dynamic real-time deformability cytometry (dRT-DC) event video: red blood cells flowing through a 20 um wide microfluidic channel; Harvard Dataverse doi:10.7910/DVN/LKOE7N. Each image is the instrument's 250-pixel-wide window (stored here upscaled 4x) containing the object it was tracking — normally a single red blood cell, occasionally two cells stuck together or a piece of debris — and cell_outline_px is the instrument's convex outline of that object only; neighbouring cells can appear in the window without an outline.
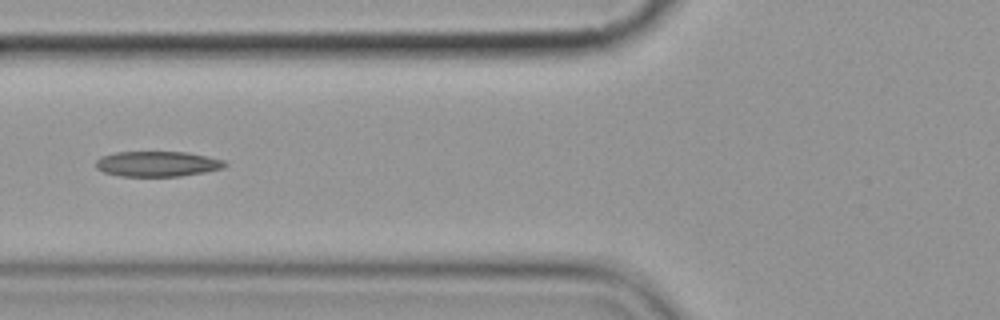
{"species": "common noctule bat (a hibernating species)", "species_latin": "Nyctalus noctula", "temperature_condition": "cold", "stored_images_in_passage": 9, "camera_frame_rate_fps": 3000, "um_per_image_px": 0.085, "animal": {"sex": "female", "body_mass_g": 19.9}, "frame": {"image": 1, "passage_image": 7, "time_ms": 7.0, "image_size_px": [1000, 320], "cell_outline_px": [[228, 164], [224, 168], [204, 172], [180, 176], [120, 176], [104, 172], [96, 168], [96, 160], [100, 156], [116, 152], [188, 152], [208, 156], [224, 160]], "centroid_in_image_um": [13.39, 13.92], "position_along_channel_um": 112.4, "area_um2": 19.13}}
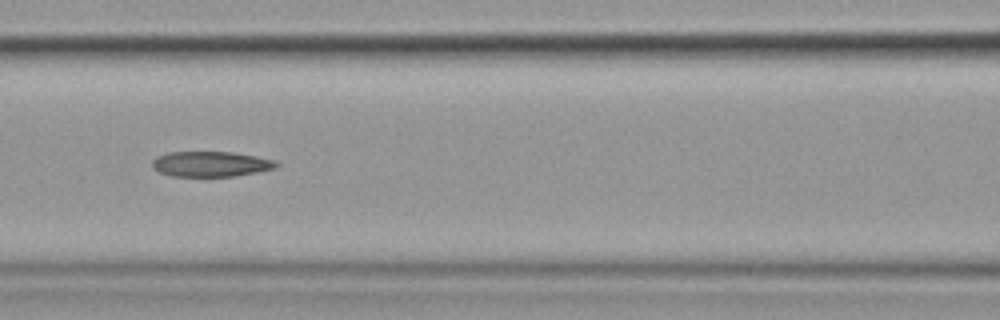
{"frame": {"image": 2, "passage_image": 8, "time_ms": 8.0, "image_size_px": [1000, 320], "cell_outline_px": [[280, 164], [276, 168], [236, 176], [172, 176], [160, 172], [152, 168], [152, 160], [156, 156], [168, 152], [232, 152], [256, 156], [276, 160]], "centroid_in_image_um": [17.92, 13.94], "position_along_channel_um": 148.7, "area_um2": 18.38}}
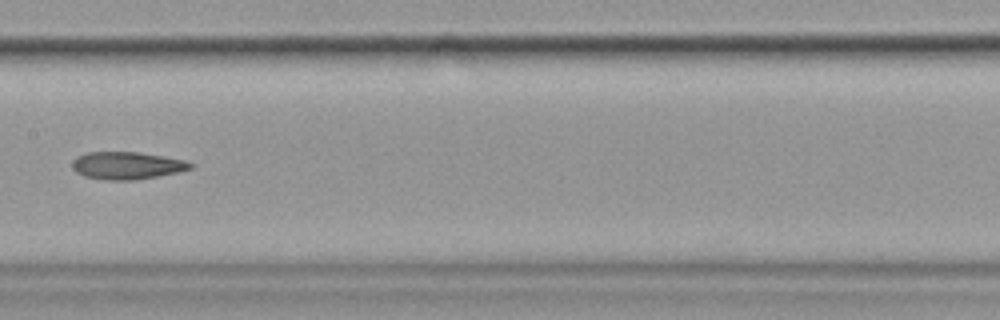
{"frame": {"image": 3, "passage_image": 9, "time_ms": 9.333, "image_size_px": [1000, 320], "cell_outline_px": [[196, 164], [192, 168], [180, 172], [136, 180], [104, 180], [84, 176], [76, 172], [72, 168], [72, 160], [76, 156], [88, 152], [140, 152], [184, 160]], "centroid_in_image_um": [10.79, 14.07], "position_along_channel_um": 196.6, "area_um2": 19.13}}